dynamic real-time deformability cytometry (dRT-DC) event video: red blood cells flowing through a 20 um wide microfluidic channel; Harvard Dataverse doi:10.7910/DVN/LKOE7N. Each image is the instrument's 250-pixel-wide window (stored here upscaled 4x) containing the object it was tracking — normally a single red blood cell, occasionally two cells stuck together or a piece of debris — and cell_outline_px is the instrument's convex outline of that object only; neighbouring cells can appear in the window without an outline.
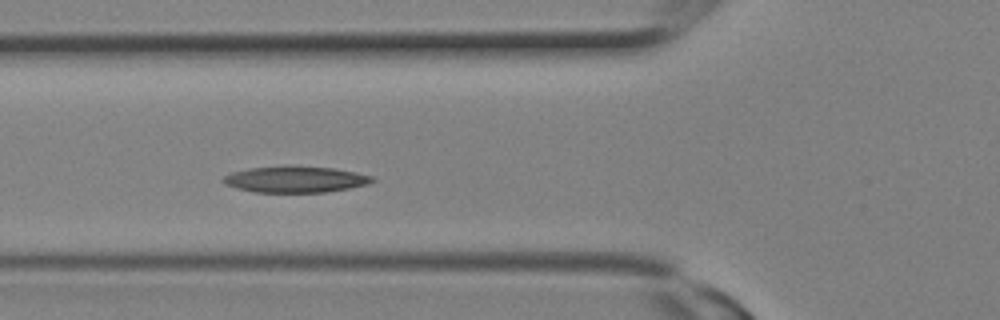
{"species": "Egyptian fruit bat (a non-hibernating species)", "species_latin": "Rousettus aegyptiacus", "temperature_condition": "room temperature", "stored_images_in_passage": 10, "camera_frame_rate_fps": 3000, "um_per_image_px": 0.085, "animal": {"sex": "female"}, "frame": {"image": 1, "passage_image": 7, "time_ms": 2.0, "image_size_px": [1000, 320], "cell_outline_px": [[376, 180], [368, 184], [348, 188], [324, 192], [252, 192], [236, 188], [224, 184], [220, 180], [224, 176], [232, 172], [248, 168], [288, 164], [292, 164], [336, 168], [376, 176]], "centroid_in_image_um": [25.1, 15.21], "position_along_channel_um": 100.7, "area_um2": 23.52}}
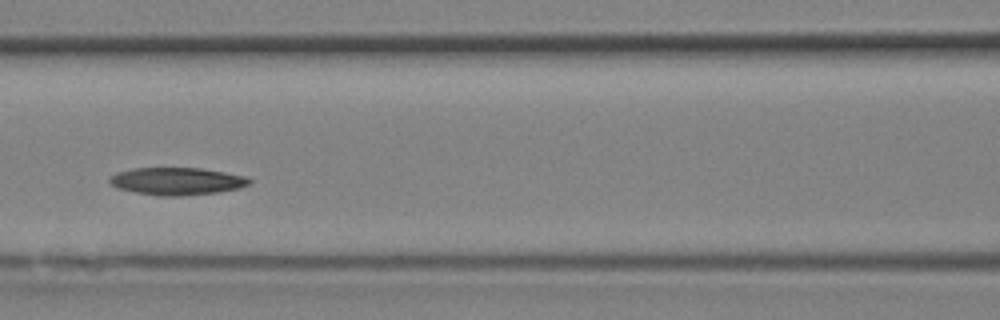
{"frame": {"image": 2, "passage_image": 9, "time_ms": 2.667, "image_size_px": [1000, 320], "cell_outline_px": [[252, 180], [248, 184], [240, 188], [216, 192], [180, 196], [160, 196], [136, 192], [116, 188], [108, 180], [108, 176], [116, 172], [132, 168], [200, 168], [224, 172], [244, 176]], "centroid_in_image_um": [14.98, 15.4], "position_along_channel_um": 151.6, "area_um2": 22.31}}